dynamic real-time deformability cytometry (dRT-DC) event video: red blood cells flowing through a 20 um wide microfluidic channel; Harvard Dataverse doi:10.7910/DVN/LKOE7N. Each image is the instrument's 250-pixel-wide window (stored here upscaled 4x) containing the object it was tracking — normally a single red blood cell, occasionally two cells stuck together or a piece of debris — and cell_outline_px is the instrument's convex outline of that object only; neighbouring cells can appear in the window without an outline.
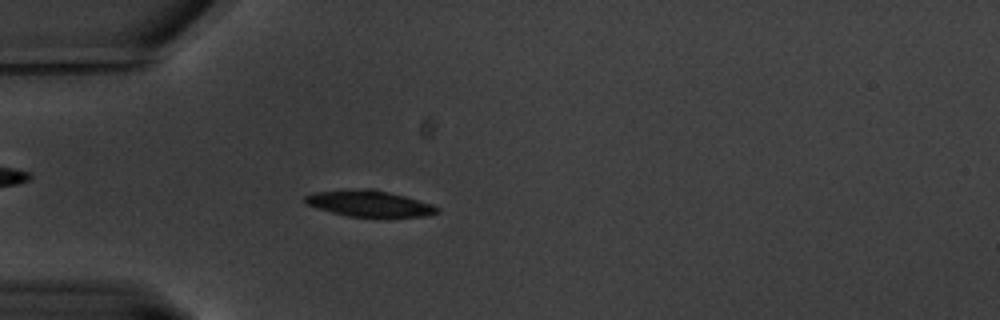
{"species": "common noctule bat (a hibernating species)", "species_latin": "Nyctalus noctula", "temperature_condition": "warm", "stored_images_in_passage": 62, "camera_frame_rate_fps": 3000, "um_per_image_px": 0.085, "animal": {"sex": "male", "body_mass_g": 20.1, "forearm_length_mm": 53.5}, "frame": {"image": 1, "passage_image": 18, "time_ms": 5.667, "image_size_px": [1000, 320], "cell_outline_px": [[440, 212], [424, 216], [348, 216], [332, 212], [304, 204], [304, 196], [316, 192], [364, 188], [372, 188], [404, 196], [432, 204], [440, 208]], "centroid_in_image_um": [31.38, 17.29], "position_along_channel_um": 53.6, "area_um2": 19.83}}
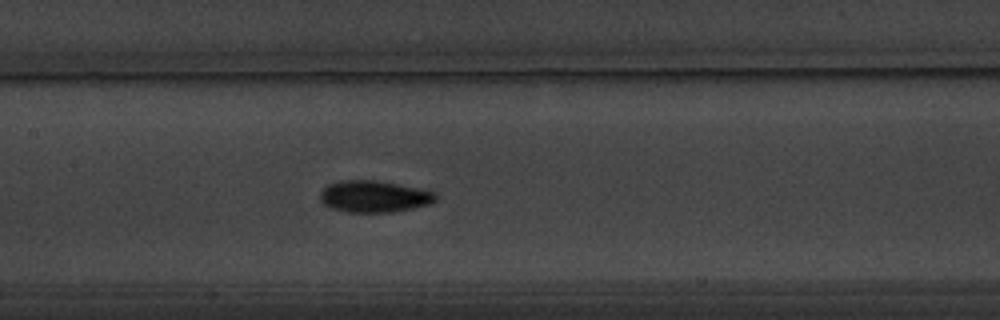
{"frame": {"image": 2, "passage_image": 30, "time_ms": 9.667, "image_size_px": [1000, 320], "cell_outline_px": [[440, 196], [436, 200], [428, 204], [412, 208], [392, 212], [348, 212], [332, 208], [324, 204], [320, 200], [320, 192], [328, 184], [340, 180], [376, 180], [420, 188], [436, 192]], "centroid_in_image_um": [31.82, 16.69], "position_along_channel_um": 175.6, "area_um2": 21.44}}
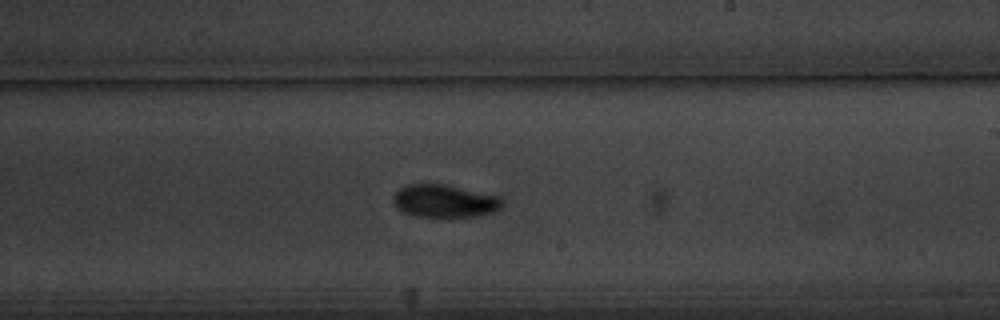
{"frame": {"image": 3, "passage_image": 37, "time_ms": 12.0, "image_size_px": [1000, 320], "cell_outline_px": [[504, 204], [496, 212], [476, 216], [416, 216], [404, 212], [396, 208], [392, 200], [392, 196], [400, 188], [408, 184], [444, 184], [500, 196], [504, 200]], "centroid_in_image_um": [37.81, 17.08], "position_along_channel_um": 251.2, "area_um2": 20.87}, "authors_computed_cell_mechanics": {"area_um2": 20.23, "velocity_mm_per_s": 3.2547, "shape_relaxation_time_tau1_ms": 3.0752, "shape_relaxation_time_tau2_ms": 3.1589, "deformation_change_tau1": 0.1345, "deformation_change_tau2": 0.0606}}